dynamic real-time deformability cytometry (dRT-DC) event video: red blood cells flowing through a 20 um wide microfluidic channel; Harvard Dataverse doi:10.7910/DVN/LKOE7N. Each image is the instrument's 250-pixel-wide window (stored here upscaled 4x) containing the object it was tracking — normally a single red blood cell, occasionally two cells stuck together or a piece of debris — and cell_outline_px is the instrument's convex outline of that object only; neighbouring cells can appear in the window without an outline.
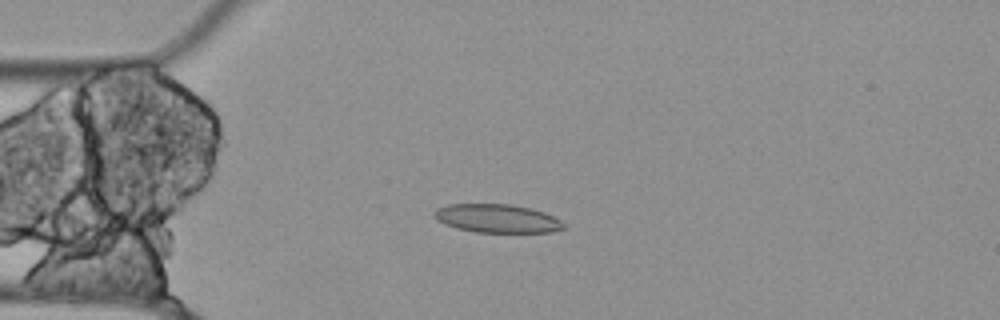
{"species": "Egyptian fruit bat (a non-hibernating species)", "species_latin": "Rousettus aegyptiacus", "temperature_condition": "cold", "stored_images_in_passage": 56, "camera_frame_rate_fps": 3000, "um_per_image_px": 0.085, "animal": {"sex": "female"}, "frame": {"image": 1, "passage_image": 14, "time_ms": 4.333, "image_size_px": [1000, 320], "cell_outline_px": [[564, 228], [552, 232], [476, 232], [456, 228], [444, 224], [436, 220], [432, 216], [432, 212], [436, 208], [448, 204], [512, 204], [544, 212], [560, 220], [564, 224]], "centroid_in_image_um": [42.19, 18.56], "position_along_channel_um": 42.8, "area_um2": 21.56}}
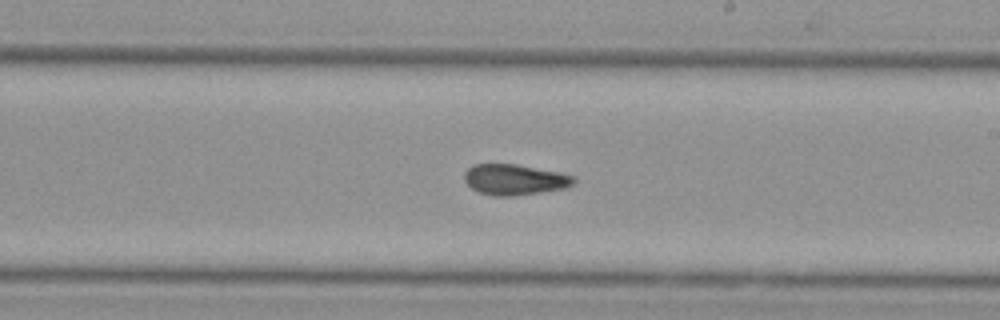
{"frame": {"image": 2, "passage_image": 32, "time_ms": 10.333, "image_size_px": [1000, 320], "cell_outline_px": [[576, 180], [572, 184], [564, 188], [540, 192], [512, 196], [492, 196], [480, 192], [472, 188], [464, 180], [464, 172], [472, 164], [516, 164], [560, 172], [572, 176]], "centroid_in_image_um": [43.71, 15.26], "position_along_channel_um": 245.3, "area_um2": 19.48}}
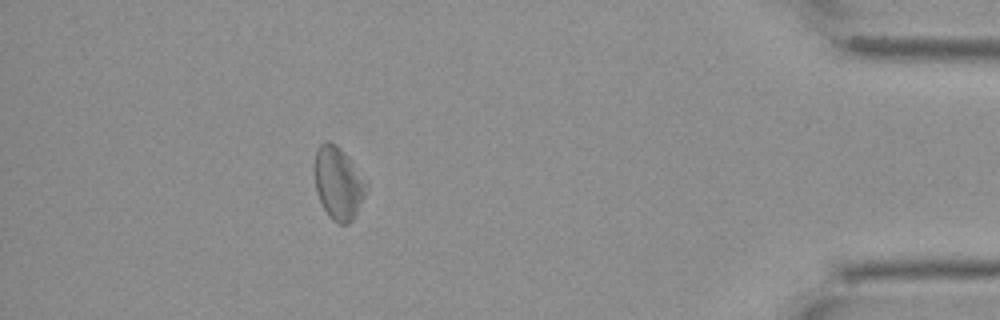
{"frame": {"image": 3, "passage_image": 50, "time_ms": 16.333, "image_size_px": [1000, 320], "cell_outline_px": [[368, 184], [364, 196], [352, 220], [348, 224], [340, 224], [332, 220], [328, 216], [316, 192], [316, 148], [320, 144], [328, 140], [336, 144], [348, 156]], "centroid_in_image_um": [28.76, 15.56], "position_along_channel_um": 406.4, "area_um2": 21.5}}